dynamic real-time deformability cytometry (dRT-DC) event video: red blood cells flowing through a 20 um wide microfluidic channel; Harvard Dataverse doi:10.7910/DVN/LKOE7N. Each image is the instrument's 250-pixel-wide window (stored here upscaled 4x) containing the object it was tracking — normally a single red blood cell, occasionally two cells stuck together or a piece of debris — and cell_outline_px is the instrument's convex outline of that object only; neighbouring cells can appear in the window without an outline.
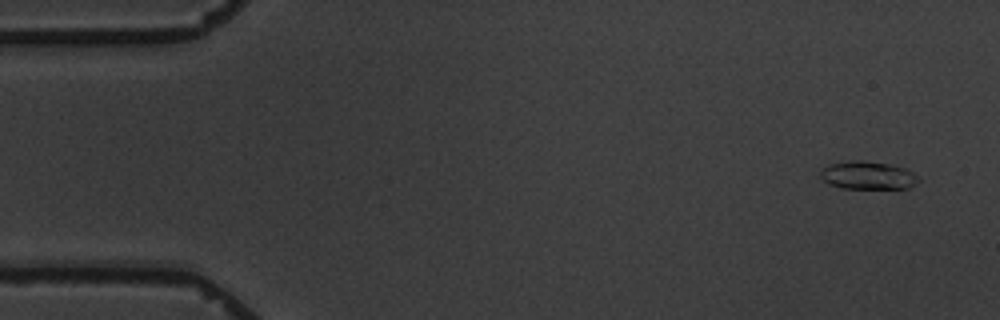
{"species": "common noctule bat (a hibernating species)", "species_latin": "Nyctalus noctula", "temperature_condition": "warm", "stored_images_in_passage": 4, "camera_frame_rate_fps": 3000, "um_per_image_px": 0.085, "animal": {"sex": "male", "body_mass_g": 19.5, "forearm_length_mm": 54.6}, "frame": {"image": 1, "passage_image": 1, "time_ms": 0.0, "image_size_px": [1000, 320], "cell_outline_px": [[920, 180], [916, 184], [908, 188], [840, 188], [828, 184], [820, 176], [820, 172], [828, 164], [852, 160], [864, 160], [888, 164], [904, 168], [912, 172]], "centroid_in_image_um": [73.74, 14.9], "position_along_channel_um": 11.3, "area_um2": 15.95}}
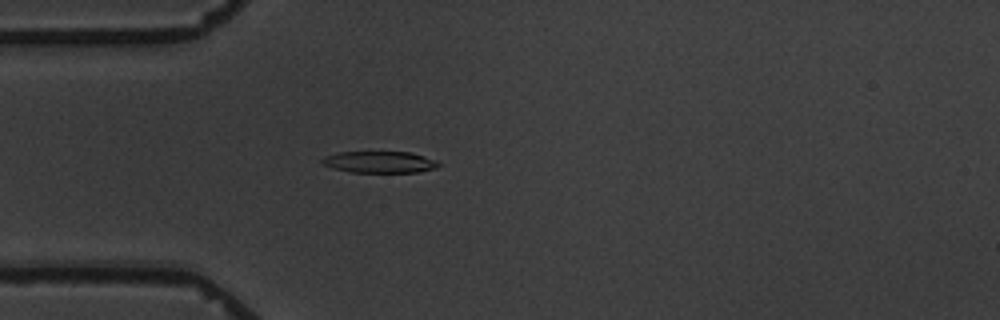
{"frame": {"image": 2, "passage_image": 4, "time_ms": 4.333, "image_size_px": [1000, 320], "cell_outline_px": [[440, 164], [436, 168], [420, 172], [352, 172], [332, 168], [324, 164], [320, 160], [324, 156], [340, 152], [408, 152], [424, 156]], "centroid_in_image_um": [32.23, 13.78], "position_along_channel_um": 52.8, "area_um2": 14.45}}